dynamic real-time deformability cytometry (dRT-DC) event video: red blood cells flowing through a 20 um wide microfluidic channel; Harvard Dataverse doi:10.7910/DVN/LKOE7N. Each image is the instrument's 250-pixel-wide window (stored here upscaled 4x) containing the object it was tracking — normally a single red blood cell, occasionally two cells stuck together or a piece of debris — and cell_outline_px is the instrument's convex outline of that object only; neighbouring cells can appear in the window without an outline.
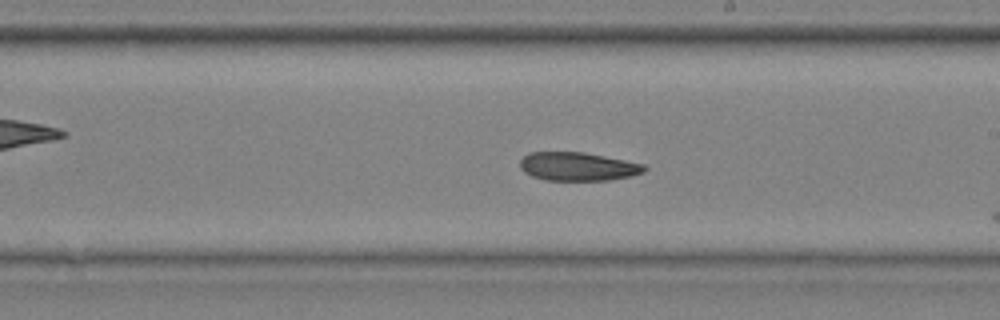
{"species": "common noctule bat (a hibernating species)", "species_latin": "Nyctalus noctula", "temperature_condition": "cold", "stored_images_in_passage": 31, "camera_frame_rate_fps": 3000, "um_per_image_px": 0.085, "animal": {"sex": "male", "body_mass_g": 20.4}, "frame": {"image": 1, "passage_image": 30, "time_ms": 9.667, "image_size_px": [1000, 320], "cell_outline_px": [[648, 168], [644, 172], [632, 176], [608, 180], [544, 180], [532, 176], [524, 172], [520, 168], [520, 160], [528, 152], [584, 152], [644, 164]], "centroid_in_image_um": [49.11, 14.15], "position_along_channel_um": 239.9, "area_um2": 20.69}}